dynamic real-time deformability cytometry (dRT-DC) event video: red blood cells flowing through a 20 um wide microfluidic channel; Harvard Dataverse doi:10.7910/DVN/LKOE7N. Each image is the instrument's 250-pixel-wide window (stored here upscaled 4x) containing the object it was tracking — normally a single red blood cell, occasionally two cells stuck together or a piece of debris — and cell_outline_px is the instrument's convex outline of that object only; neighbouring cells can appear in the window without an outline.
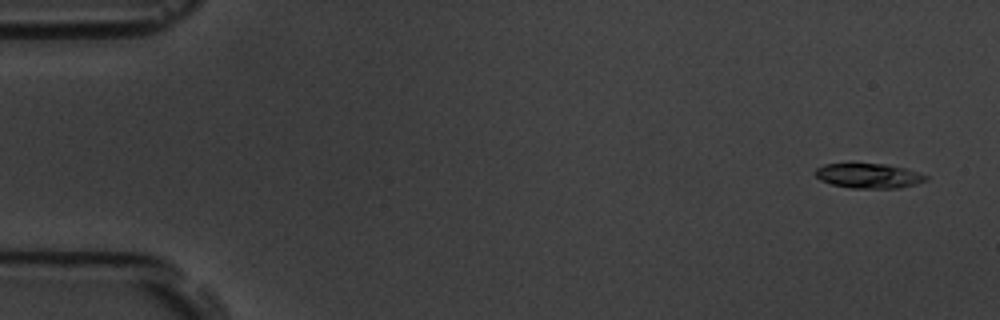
{"species": "common noctule bat (a hibernating species)", "species_latin": "Nyctalus noctula", "temperature_condition": "room temperature", "stored_images_in_passage": 5, "camera_frame_rate_fps": 3000, "um_per_image_px": 0.085, "animal": {"sex": "male", "body_mass_g": 19.5, "forearm_length_mm": 54.6}, "frame": {"image": 1, "passage_image": 1, "time_ms": 0.0, "image_size_px": [1000, 320], "cell_outline_px": [[928, 180], [916, 184], [896, 188], [848, 188], [832, 184], [820, 180], [816, 176], [816, 168], [824, 164], [852, 160], [888, 164], [904, 168], [928, 176]], "centroid_in_image_um": [73.77, 14.88], "position_along_channel_um": 11.2, "area_um2": 16.76}}
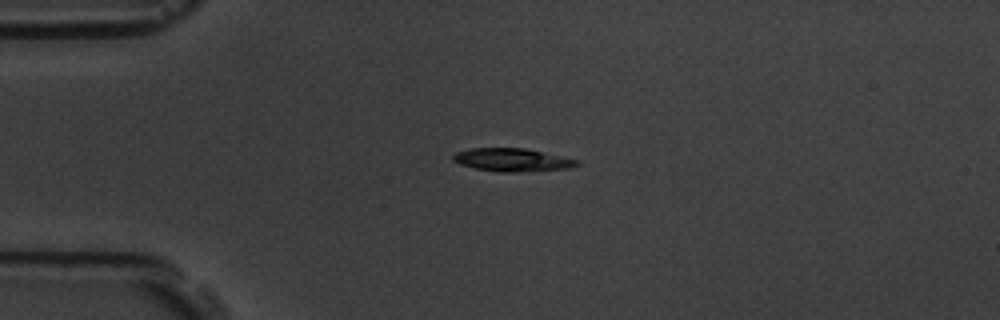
{"frame": {"image": 2, "passage_image": 4, "time_ms": 3.667, "image_size_px": [1000, 320], "cell_outline_px": [[580, 164], [568, 168], [516, 172], [500, 172], [476, 168], [460, 164], [452, 160], [452, 156], [456, 152], [472, 148], [524, 148], [580, 160]], "centroid_in_image_um": [43.53, 13.58], "position_along_channel_um": 41.5, "area_um2": 16.47}}